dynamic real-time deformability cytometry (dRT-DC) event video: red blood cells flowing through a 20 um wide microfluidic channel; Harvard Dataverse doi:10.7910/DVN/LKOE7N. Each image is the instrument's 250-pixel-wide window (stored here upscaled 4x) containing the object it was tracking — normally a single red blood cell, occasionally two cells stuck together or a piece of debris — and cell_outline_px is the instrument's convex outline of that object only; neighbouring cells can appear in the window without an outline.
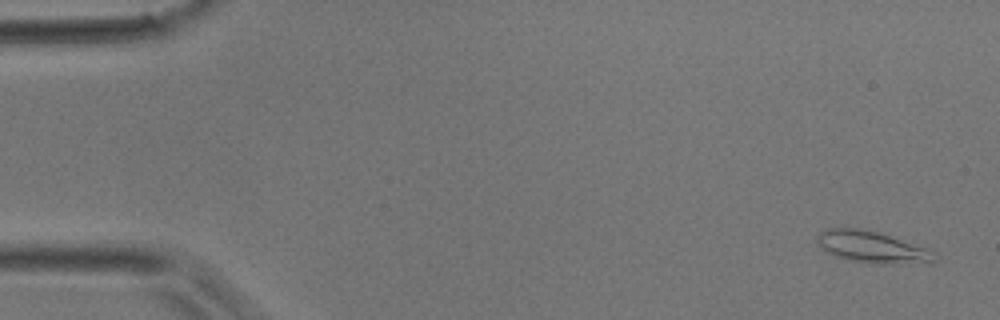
{"species": "common noctule bat (a hibernating species)", "species_latin": "Nyctalus noctula", "temperature_condition": "room temperature", "stored_images_in_passage": 44, "camera_frame_rate_fps": 3000, "um_per_image_px": 0.085, "animal": {"sex": "male", "body_mass_g": 17.9}, "frame": {"image": 1, "passage_image": 1, "time_ms": 0.0, "image_size_px": [1000, 320], "cell_outline_px": [[936, 260], [932, 264], [876, 264], [844, 260], [832, 256], [816, 240], [816, 236], [820, 232], [828, 228], [860, 228], [880, 232], [924, 248]], "centroid_in_image_um": [74.07, 21.02], "position_along_channel_um": 10.9, "area_um2": 21.68}}
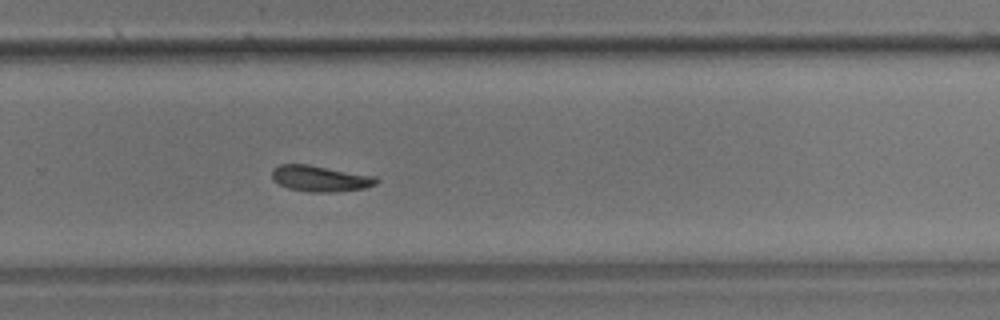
{"frame": {"image": 2, "passage_image": 29, "time_ms": 9.333, "image_size_px": [1000, 320], "cell_outline_px": [[380, 180], [376, 184], [364, 188], [332, 192], [312, 192], [288, 188], [272, 180], [272, 172], [280, 164], [308, 164], [376, 176]], "centroid_in_image_um": [27.24, 15.17], "position_along_channel_um": 302.6, "area_um2": 15.72}}
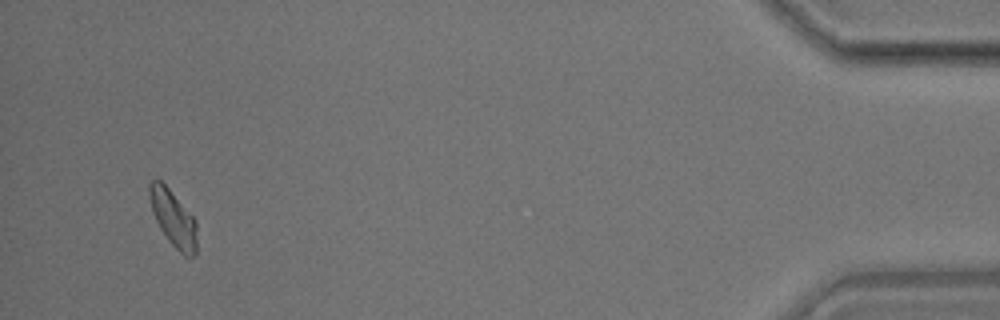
{"frame": {"image": 3, "passage_image": 42, "time_ms": 13.667, "image_size_px": [1000, 320], "cell_outline_px": [[196, 256], [184, 256], [168, 240], [160, 228], [152, 212], [148, 196], [148, 184], [152, 180], [160, 180], [168, 188], [196, 220]], "centroid_in_image_um": [14.71, 18.56], "position_along_channel_um": 420.5, "area_um2": 15.43}}